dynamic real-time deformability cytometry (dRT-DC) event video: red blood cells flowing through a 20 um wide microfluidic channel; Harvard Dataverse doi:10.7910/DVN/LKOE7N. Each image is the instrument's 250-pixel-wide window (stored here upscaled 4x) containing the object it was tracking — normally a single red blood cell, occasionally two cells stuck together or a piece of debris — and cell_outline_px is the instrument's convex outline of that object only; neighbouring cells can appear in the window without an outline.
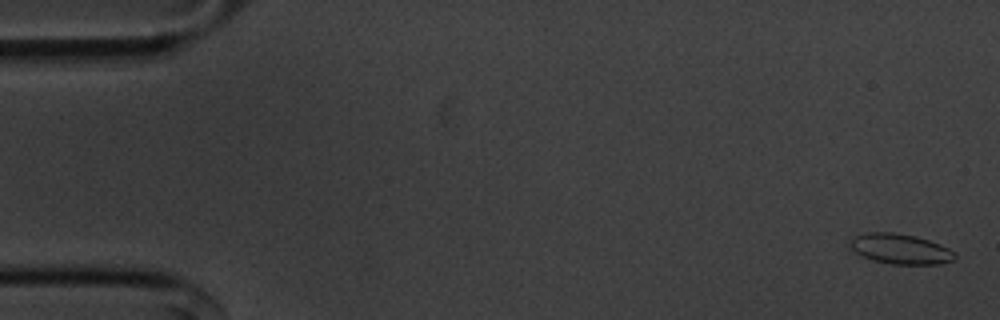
{"species": "common noctule bat (a hibernating species)", "species_latin": "Nyctalus noctula", "temperature_condition": "cold", "stored_images_in_passage": 56, "camera_frame_rate_fps": 3000, "um_per_image_px": 0.085, "animal": {"sex": "male", "body_mass_g": 20.1, "forearm_length_mm": 53.5}, "frame": {"image": 1, "passage_image": 2, "time_ms": 0.333, "image_size_px": [1000, 320], "cell_outline_px": [[956, 256], [952, 260], [940, 264], [892, 264], [872, 260], [856, 252], [844, 244], [856, 236], [868, 232], [892, 232], [916, 236], [940, 244], [956, 252]], "centroid_in_image_um": [76.5, 21.15], "position_along_channel_um": 8.5, "area_um2": 18.5}}
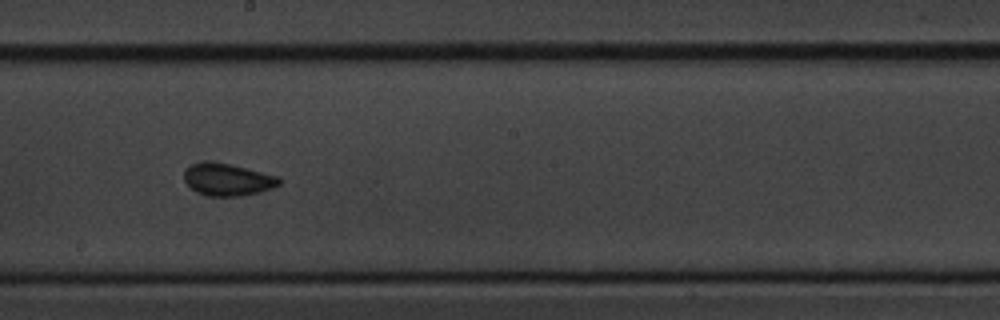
{"frame": {"image": 2, "passage_image": 31, "time_ms": 10.0, "image_size_px": [1000, 320], "cell_outline_px": [[280, 184], [272, 188], [260, 192], [240, 196], [208, 196], [192, 188], [184, 180], [184, 172], [192, 164], [232, 164], [280, 176]], "centroid_in_image_um": [19.43, 15.29], "position_along_channel_um": 228.8, "area_um2": 17.34}}
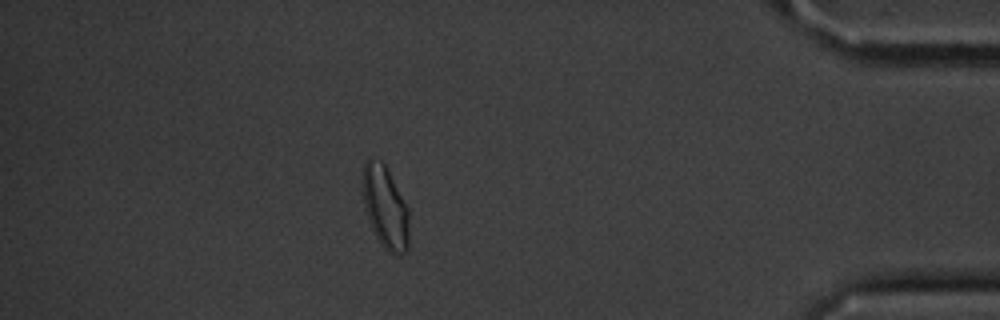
{"frame": {"image": 3, "passage_image": 49, "time_ms": 16.0, "image_size_px": [1000, 320], "cell_outline_px": [[408, 248], [404, 252], [388, 252], [380, 244], [372, 228], [364, 208], [360, 180], [364, 164], [368, 156], [372, 156], [380, 160], [384, 164], [408, 208]], "centroid_in_image_um": [32.69, 17.54], "position_along_channel_um": 402.5, "area_um2": 22.37}, "authors_computed_cell_mechanics": {"area_um2": 17.4845, "velocity_mm_per_s": 3.6166, "shape_relaxation_time_tau1_ms": 6.1613, "shape_relaxation_time_tau2_ms": 1.3845, "deformation_change_tau1": 0.0936, "deformation_change_tau2": 0.0663}}